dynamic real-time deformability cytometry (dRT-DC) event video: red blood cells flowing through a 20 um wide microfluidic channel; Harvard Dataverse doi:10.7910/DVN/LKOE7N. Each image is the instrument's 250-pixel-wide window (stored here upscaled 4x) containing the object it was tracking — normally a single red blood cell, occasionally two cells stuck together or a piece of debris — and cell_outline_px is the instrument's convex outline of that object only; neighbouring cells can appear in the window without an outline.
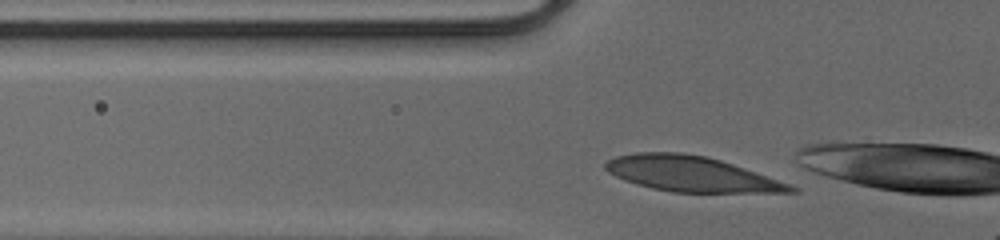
{"species": "human", "species_latin": "Homo sapiens", "temperature_condition": "cold", "stored_images_in_passage": 29, "camera_frame_rate_fps": 3000, "um_per_image_px": 0.085, "donor": {"sex": "male"}, "frame": {"image": 1, "passage_image": 4, "time_ms": 1.0, "image_size_px": [1000, 240], "cell_outline_px": [[800, 192], [672, 192], [652, 188], [636, 184], [624, 180], [608, 172], [604, 168], [604, 164], [608, 160], [616, 156], [636, 152], [684, 152], [708, 156], [744, 168], [800, 188]], "centroid_in_image_um": [58.72, 14.77], "position_along_channel_um": 67.1, "area_um2": 37.92}}
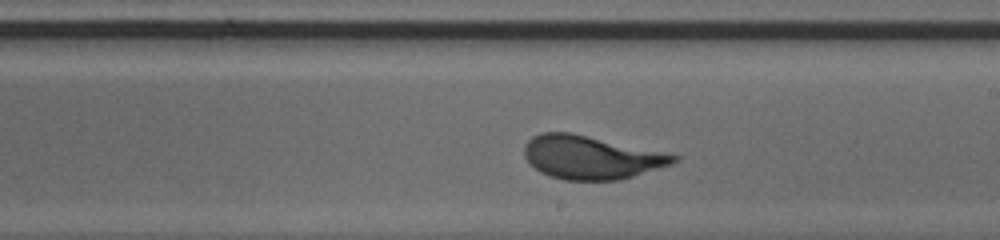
{"frame": {"image": 2, "passage_image": 17, "time_ms": 5.333, "image_size_px": [1000, 240], "cell_outline_px": [[680, 156], [672, 164], [620, 180], [564, 180], [548, 176], [540, 172], [524, 156], [524, 144], [532, 136], [540, 132], [572, 132]], "centroid_in_image_um": [50.19, 13.37], "position_along_channel_um": 238.8, "area_um2": 37.57}}
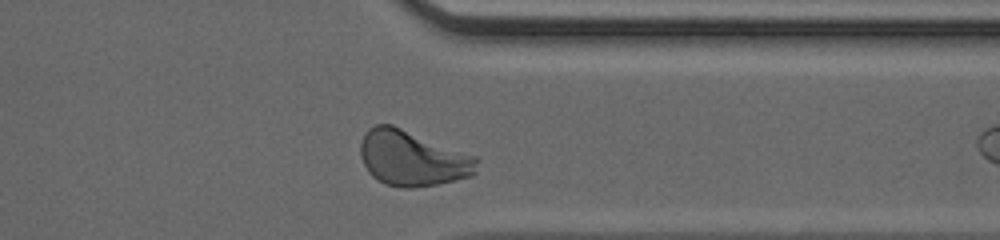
{"frame": {"image": 3, "passage_image": 27, "time_ms": 8.667, "image_size_px": [1000, 240], "cell_outline_px": [[480, 160], [476, 172], [472, 176], [436, 184], [416, 188], [400, 188], [384, 184], [372, 176], [368, 172], [360, 156], [360, 144], [368, 128], [376, 124], [392, 124], [476, 156]], "centroid_in_image_um": [35.06, 13.46], "position_along_channel_um": 376.3, "area_um2": 37.86}}